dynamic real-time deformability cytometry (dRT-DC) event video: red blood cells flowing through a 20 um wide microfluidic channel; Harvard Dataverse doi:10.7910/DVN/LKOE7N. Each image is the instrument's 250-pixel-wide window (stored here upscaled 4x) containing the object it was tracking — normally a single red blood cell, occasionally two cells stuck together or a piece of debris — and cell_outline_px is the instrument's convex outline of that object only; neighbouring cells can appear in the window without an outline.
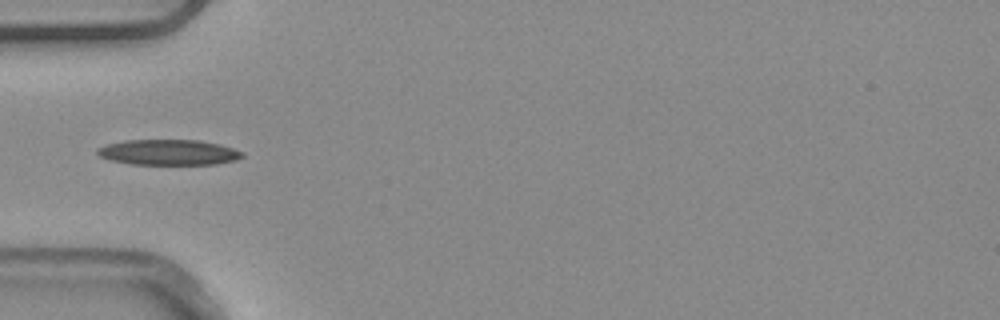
{"species": "common noctule bat (a hibernating species)", "species_latin": "Nyctalus noctula", "temperature_condition": "warm", "stored_images_in_passage": 5, "camera_frame_rate_fps": 3000, "um_per_image_px": 0.085, "animal": {"sex": "male", "body_mass_g": 20.4}, "frame": {"image": 1, "passage_image": 4, "time_ms": 1.0, "image_size_px": [1000, 320], "cell_outline_px": [[244, 156], [236, 160], [216, 164], [132, 164], [112, 160], [100, 156], [96, 152], [96, 148], [108, 144], [124, 140], [200, 140], [220, 144], [244, 152]], "centroid_in_image_um": [14.35, 12.94], "position_along_channel_um": 70.6, "area_um2": 21.5}}